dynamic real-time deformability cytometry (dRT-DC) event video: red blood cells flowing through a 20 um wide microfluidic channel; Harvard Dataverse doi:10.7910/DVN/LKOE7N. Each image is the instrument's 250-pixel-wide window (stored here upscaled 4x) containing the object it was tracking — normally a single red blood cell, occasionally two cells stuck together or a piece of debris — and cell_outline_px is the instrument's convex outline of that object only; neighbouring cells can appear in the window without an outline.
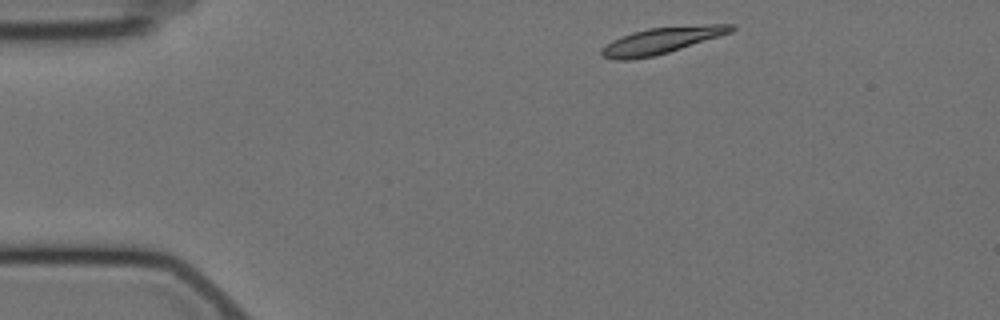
{"species": "Egyptian fruit bat (a non-hibernating species)", "species_latin": "Rousettus aegyptiacus", "temperature_condition": "cold", "stored_images_in_passage": 3, "camera_frame_rate_fps": 3000, "um_per_image_px": 0.085, "animal": {"sex": "female"}, "frame": {"image": 1, "passage_image": 1, "time_ms": 0.0, "image_size_px": [1000, 320], "cell_outline_px": [[736, 28], [732, 32], [720, 36], [668, 52], [652, 56], [632, 60], [616, 60], [600, 56], [600, 48], [612, 40], [620, 36], [632, 32], [648, 28], [708, 24], [736, 24]], "centroid_in_image_um": [56.2, 3.44], "position_along_channel_um": 28.8, "area_um2": 20.06}}